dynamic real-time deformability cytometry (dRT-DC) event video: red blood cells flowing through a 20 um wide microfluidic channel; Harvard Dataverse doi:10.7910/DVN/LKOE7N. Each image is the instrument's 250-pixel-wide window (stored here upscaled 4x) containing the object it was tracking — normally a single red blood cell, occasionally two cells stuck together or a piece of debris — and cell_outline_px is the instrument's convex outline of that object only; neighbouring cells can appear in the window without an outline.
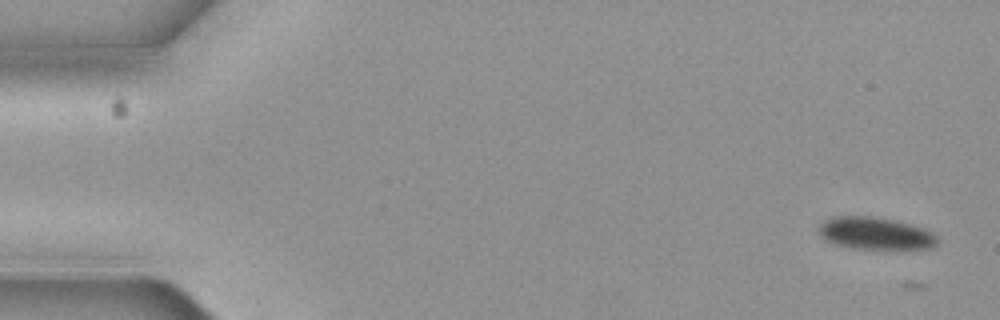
{"species": "common noctule bat (a hibernating species)", "species_latin": "Nyctalus noctula", "temperature_condition": "cold", "stored_images_in_passage": 5, "camera_frame_rate_fps": 3000, "um_per_image_px": 0.085, "animal": {"sex": "female", "body_mass_g": 19.3, "forearm_length_mm": 54.1}, "frame": {"image": 1, "passage_image": 1, "time_ms": 0.0, "image_size_px": [1000, 320], "cell_outline_px": [[940, 240], [932, 248], [852, 248], [836, 244], [820, 236], [820, 224], [824, 220], [832, 216], [872, 216], [896, 220], [924, 228], [932, 232]], "centroid_in_image_um": [74.42, 19.81], "position_along_channel_um": 10.6, "area_um2": 22.14}}